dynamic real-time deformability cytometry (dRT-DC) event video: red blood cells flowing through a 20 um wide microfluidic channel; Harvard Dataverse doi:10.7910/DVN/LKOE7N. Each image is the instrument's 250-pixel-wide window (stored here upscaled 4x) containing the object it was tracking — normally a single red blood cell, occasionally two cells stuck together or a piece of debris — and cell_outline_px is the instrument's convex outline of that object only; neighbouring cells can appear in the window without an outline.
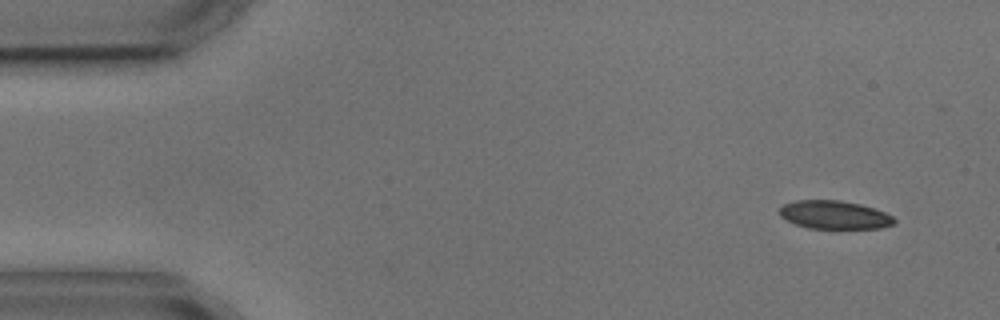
{"species": "common noctule bat (a hibernating species)", "species_latin": "Nyctalus noctula", "temperature_condition": "cold", "stored_images_in_passage": 5, "camera_frame_rate_fps": 3000, "um_per_image_px": 0.085, "animal": {"sex": "male", "body_mass_g": 17.9, "forearm_length_mm": 54.2}, "frame": {"image": 1, "passage_image": 1, "time_ms": 0.0, "image_size_px": [1000, 320], "cell_outline_px": [[896, 220], [892, 224], [880, 228], [808, 228], [796, 224], [780, 216], [780, 208], [784, 204], [796, 200], [840, 200], [860, 204], [884, 212], [892, 216]], "centroid_in_image_um": [70.91, 18.25], "position_along_channel_um": 14.1, "area_um2": 18.67}}
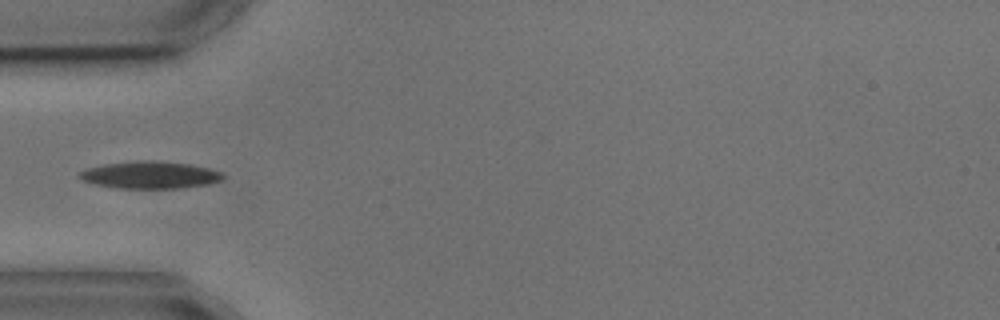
{"frame": {"image": 2, "passage_image": 4, "time_ms": 4.333, "image_size_px": [1000, 320], "cell_outline_px": [[224, 176], [220, 180], [208, 184], [180, 188], [116, 188], [96, 184], [84, 180], [76, 176], [80, 172], [88, 168], [104, 164], [136, 160], [152, 160], [188, 164], [208, 168], [224, 172]], "centroid_in_image_um": [12.75, 14.86], "position_along_channel_um": 72.2, "area_um2": 22.66}}